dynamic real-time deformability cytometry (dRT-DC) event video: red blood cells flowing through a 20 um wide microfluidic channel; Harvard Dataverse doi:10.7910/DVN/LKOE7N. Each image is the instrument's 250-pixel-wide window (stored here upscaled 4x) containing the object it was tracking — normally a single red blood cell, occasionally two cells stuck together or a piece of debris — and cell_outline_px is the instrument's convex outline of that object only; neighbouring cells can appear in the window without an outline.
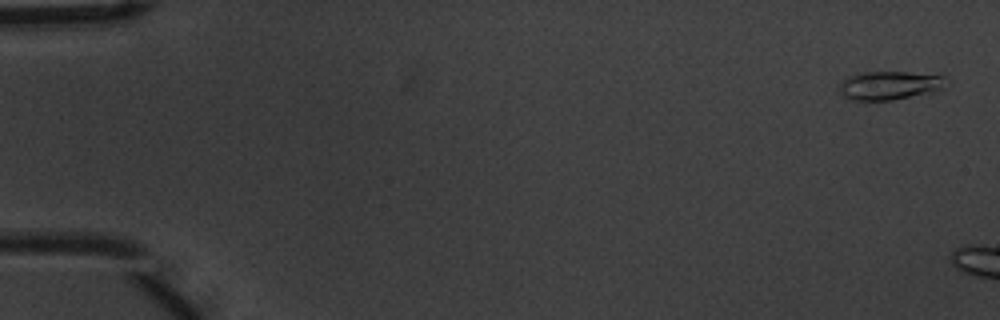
{"species": "common noctule bat (a hibernating species)", "species_latin": "Nyctalus noctula", "temperature_condition": "warm", "stored_images_in_passage": 6, "camera_frame_rate_fps": 3000, "um_per_image_px": 0.085, "animal": {"sex": "male", "body_mass_g": 20.1, "forearm_length_mm": 53.5}, "frame": {"image": 1, "passage_image": 1, "time_ms": 0.0, "image_size_px": [1000, 320], "cell_outline_px": [[944, 76], [940, 88], [892, 100], [848, 100], [840, 92], [840, 84], [848, 76], [864, 72], [908, 72]], "centroid_in_image_um": [75.47, 7.25], "position_along_channel_um": 9.5, "area_um2": 16.99}}